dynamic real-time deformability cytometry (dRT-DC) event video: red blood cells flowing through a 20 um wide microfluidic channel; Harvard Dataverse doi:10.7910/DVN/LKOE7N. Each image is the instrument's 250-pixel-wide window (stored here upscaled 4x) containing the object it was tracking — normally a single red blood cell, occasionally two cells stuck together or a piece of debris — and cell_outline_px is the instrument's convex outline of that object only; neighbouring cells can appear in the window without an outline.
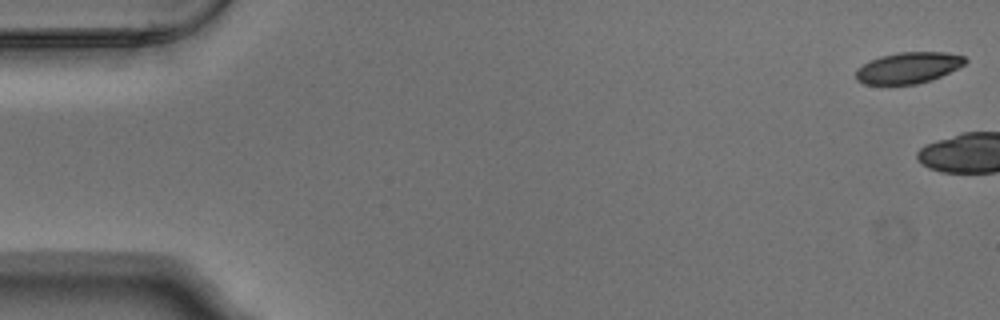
{"species": "Egyptian fruit bat (a non-hibernating species)", "species_latin": "Rousettus aegyptiacus", "temperature_condition": "warm", "stored_images_in_passage": 6, "camera_frame_rate_fps": 3000, "um_per_image_px": 0.085, "animal": {"sex": "male"}, "frame": {"image": 1, "passage_image": 1, "time_ms": 0.0, "image_size_px": [1000, 320], "cell_outline_px": [[968, 60], [964, 64], [932, 80], [916, 84], [864, 84], [856, 80], [856, 68], [880, 56], [900, 52], [944, 52], [964, 56]], "centroid_in_image_um": [77.19, 5.76], "position_along_channel_um": 7.8, "area_um2": 19.65}}